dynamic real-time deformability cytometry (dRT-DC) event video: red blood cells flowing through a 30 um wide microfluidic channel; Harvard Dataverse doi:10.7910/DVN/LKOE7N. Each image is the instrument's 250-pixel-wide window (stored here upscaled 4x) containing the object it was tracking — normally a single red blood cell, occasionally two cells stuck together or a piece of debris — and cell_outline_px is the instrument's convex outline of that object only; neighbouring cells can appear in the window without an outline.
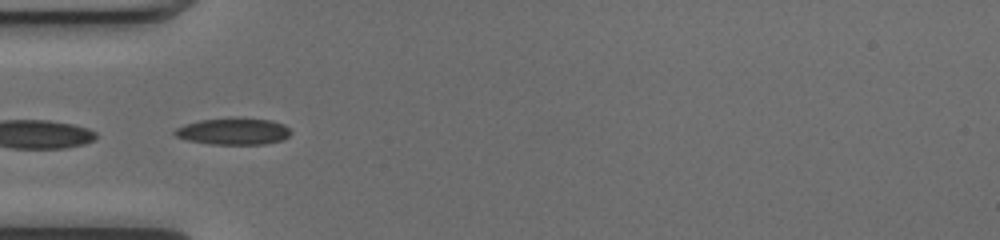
{"species": "common noctule bat (a hibernating species)", "species_latin": "Nyctalus noctula", "temperature_condition": "cold", "stored_images_in_passage": 3, "camera_frame_rate_fps": 3000, "um_per_image_px": 0.085, "animal": {"sex": "female", "body_mass_g": 17.0, "forearm_length_mm": 48.0}, "frame": {"image": 1, "passage_image": 1, "time_ms": 0.0, "image_size_px": [1000, 240], "cell_outline_px": [[292, 132], [284, 140], [264, 144], [212, 144], [188, 140], [176, 136], [172, 132], [176, 128], [184, 124], [200, 120], [272, 120], [284, 124]], "centroid_in_image_um": [19.85, 11.2], "position_along_channel_um": 65.1, "area_um2": 17.4}}